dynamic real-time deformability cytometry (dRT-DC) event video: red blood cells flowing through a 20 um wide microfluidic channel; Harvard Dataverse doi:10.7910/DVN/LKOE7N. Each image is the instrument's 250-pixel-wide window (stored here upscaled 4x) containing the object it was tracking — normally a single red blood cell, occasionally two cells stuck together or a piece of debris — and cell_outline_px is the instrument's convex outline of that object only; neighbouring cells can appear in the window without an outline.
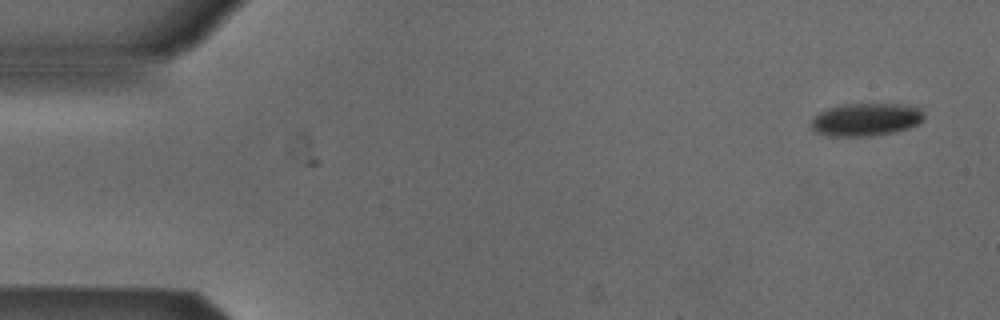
{"species": "Egyptian fruit bat (a non-hibernating species)", "species_latin": "Rousettus aegyptiacus", "temperature_condition": "cold", "stored_images_in_passage": 51, "camera_frame_rate_fps": 3000, "um_per_image_px": 0.085, "animal": {"sex": "male"}, "frame": {"image": 1, "passage_image": 1, "time_ms": 0.0, "image_size_px": [1000, 320], "cell_outline_px": [[924, 120], [908, 128], [892, 132], [872, 136], [828, 136], [816, 132], [812, 128], [812, 120], [820, 112], [828, 108], [840, 104], [900, 104], [920, 108], [924, 112]], "centroid_in_image_um": [73.61, 10.16], "position_along_channel_um": 11.4, "area_um2": 21.5}}
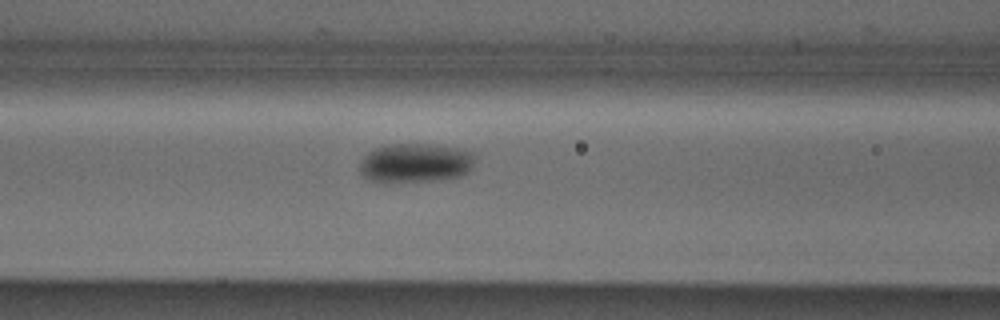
{"frame": {"image": 2, "passage_image": 20, "time_ms": 6.333, "image_size_px": [1000, 320], "cell_outline_px": [[476, 160], [472, 168], [468, 172], [460, 176], [432, 180], [388, 184], [380, 184], [364, 176], [360, 172], [360, 164], [364, 156], [368, 152], [384, 144], [432, 144], [460, 148], [472, 152], [476, 156]], "centroid_in_image_um": [35.31, 13.86], "position_along_channel_um": 131.3, "area_um2": 26.93}}
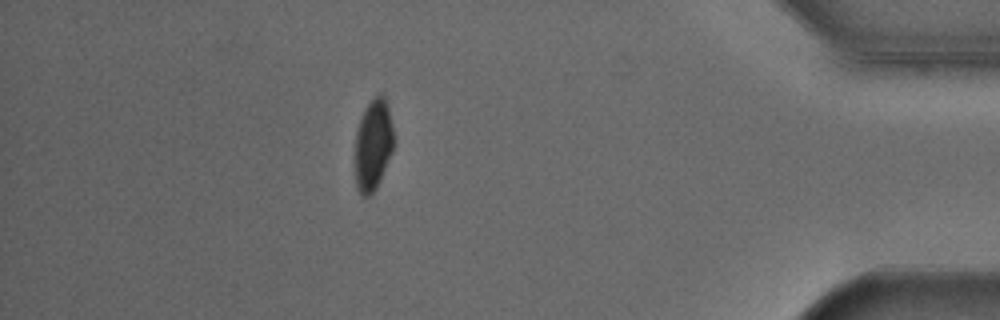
{"frame": {"image": 3, "passage_image": 45, "time_ms": 14.667, "image_size_px": [1000, 320], "cell_outline_px": [[392, 152], [380, 180], [376, 188], [368, 196], [364, 196], [356, 188], [356, 132], [364, 108], [380, 92], [384, 96], [388, 104], [392, 124]], "centroid_in_image_um": [31.72, 12.29], "position_along_channel_um": 403.5, "area_um2": 20.17}, "authors_computed_cell_mechanics": {"area_um2": 22.9466, "velocity_mm_per_s": 3.8406, "shape_relaxation_time_tau1_ms": 5.2506, "shape_relaxation_time_tau2_ms": null, "deformation_change_tau1": 0.082, "deformation_change_tau2": null}}